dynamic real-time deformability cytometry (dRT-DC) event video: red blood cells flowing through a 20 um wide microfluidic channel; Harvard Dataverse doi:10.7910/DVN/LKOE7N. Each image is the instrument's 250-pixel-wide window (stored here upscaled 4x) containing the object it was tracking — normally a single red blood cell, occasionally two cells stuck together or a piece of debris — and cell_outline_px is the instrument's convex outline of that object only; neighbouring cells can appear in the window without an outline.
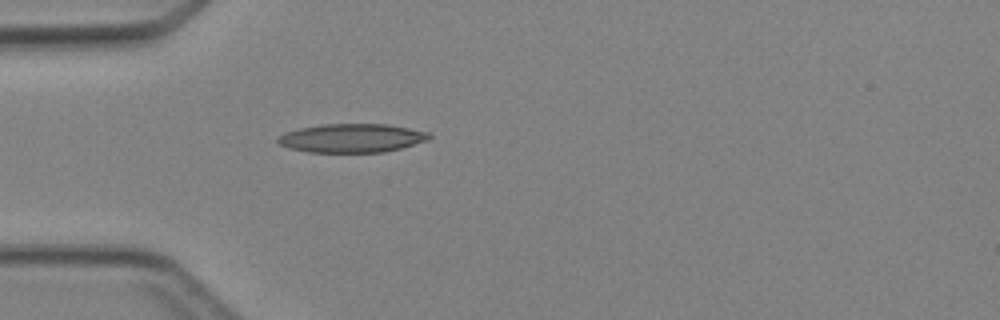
{"species": "Egyptian fruit bat (a non-hibernating species)", "species_latin": "Rousettus aegyptiacus", "temperature_condition": "cold", "stored_images_in_passage": 2, "camera_frame_rate_fps": 3000, "um_per_image_px": 0.085, "animal": {"sex": "female"}, "frame": {"image": 1, "passage_image": 2, "time_ms": 1.333, "image_size_px": [1000, 320], "cell_outline_px": [[432, 136], [428, 140], [400, 148], [384, 152], [308, 152], [288, 148], [280, 144], [276, 140], [276, 136], [284, 132], [300, 128], [320, 124], [388, 124], [428, 132]], "centroid_in_image_um": [29.86, 11.73], "position_along_channel_um": 55.1, "area_um2": 25.37}}